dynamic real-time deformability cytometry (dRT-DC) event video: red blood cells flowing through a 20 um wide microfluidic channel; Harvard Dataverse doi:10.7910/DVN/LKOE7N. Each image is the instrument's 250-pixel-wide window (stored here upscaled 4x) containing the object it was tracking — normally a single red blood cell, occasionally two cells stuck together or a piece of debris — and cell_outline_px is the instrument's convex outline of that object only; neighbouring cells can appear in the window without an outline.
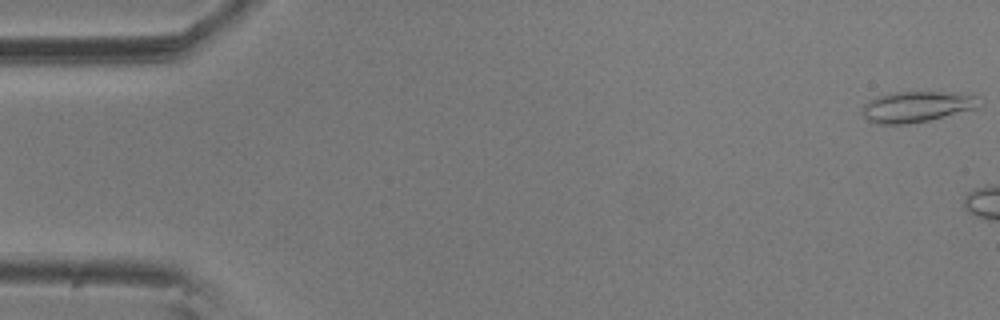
{"species": "common noctule bat (a hibernating species)", "species_latin": "Nyctalus noctula", "temperature_condition": "room temperature", "stored_images_in_passage": 6, "camera_frame_rate_fps": 3000, "um_per_image_px": 0.085, "animal": {"sex": "male", "body_mass_g": 20.5, "forearm_length_mm": 52.5}, "frame": {"image": 1, "passage_image": 1, "time_ms": 0.0, "image_size_px": [1000, 320], "cell_outline_px": [[984, 104], [976, 108], [928, 120], [908, 124], [880, 124], [868, 120], [860, 112], [864, 104], [868, 100], [880, 96], [896, 92], [940, 92], [976, 96]], "centroid_in_image_um": [77.89, 9.08], "position_along_channel_um": 7.1, "area_um2": 20.75}}